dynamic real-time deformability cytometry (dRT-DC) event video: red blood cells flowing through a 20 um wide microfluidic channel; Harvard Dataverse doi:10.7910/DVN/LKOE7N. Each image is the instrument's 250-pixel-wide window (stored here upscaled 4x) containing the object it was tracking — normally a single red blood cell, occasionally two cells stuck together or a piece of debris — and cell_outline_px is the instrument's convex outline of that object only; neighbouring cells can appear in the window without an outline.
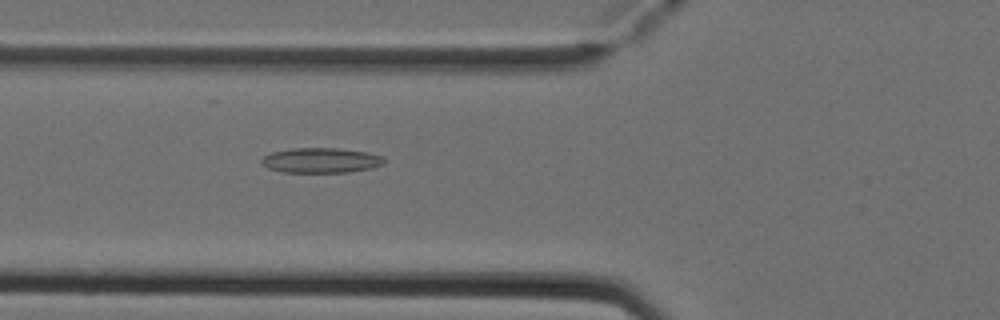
{"species": "Egyptian fruit bat (a non-hibernating species)", "species_latin": "Rousettus aegyptiacus", "temperature_condition": "cold", "stored_images_in_passage": 5, "camera_frame_rate_fps": 3000, "um_per_image_px": 0.085, "animal": {"sex": "female"}, "frame": {"image": 1, "passage_image": 5, "time_ms": 1.333, "image_size_px": [1000, 320], "cell_outline_px": [[384, 164], [372, 168], [348, 172], [280, 172], [268, 168], [260, 160], [264, 156], [272, 152], [292, 148], [340, 148], [364, 152], [380, 156], [384, 160]], "centroid_in_image_um": [27.26, 13.63], "position_along_channel_um": 98.5, "area_um2": 17.74}}